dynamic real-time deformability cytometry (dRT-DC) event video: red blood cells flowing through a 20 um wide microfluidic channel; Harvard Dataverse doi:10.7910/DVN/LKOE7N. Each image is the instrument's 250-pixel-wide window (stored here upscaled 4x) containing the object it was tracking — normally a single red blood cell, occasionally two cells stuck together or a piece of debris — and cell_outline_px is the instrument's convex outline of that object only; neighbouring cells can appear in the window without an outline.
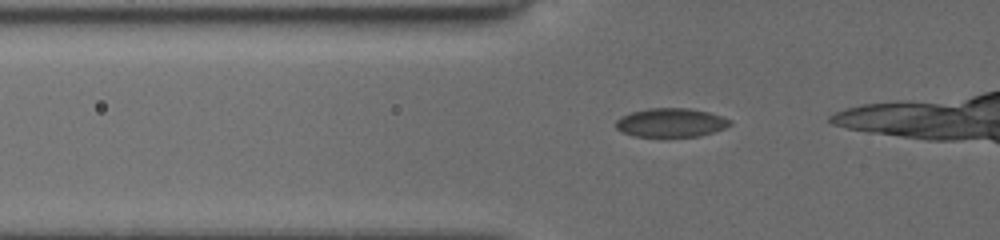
{"species": "common noctule bat (a hibernating species)", "species_latin": "Nyctalus noctula", "temperature_condition": "cold", "stored_images_in_passage": 10, "camera_frame_rate_fps": 3000, "um_per_image_px": 0.085, "animal": {"sex": "female", "body_mass_g": 19.5, "forearm_length_mm": 54.1}, "frame": {"image": 1, "passage_image": 4, "time_ms": 1.0, "image_size_px": [1000, 240], "cell_outline_px": [[732, 124], [724, 128], [700, 136], [668, 140], [664, 140], [632, 136], [620, 132], [616, 128], [616, 120], [620, 116], [632, 112], [648, 108], [688, 108], [708, 112], [732, 120]], "centroid_in_image_um": [56.97, 10.48], "position_along_channel_um": 68.8, "area_um2": 20.17}}
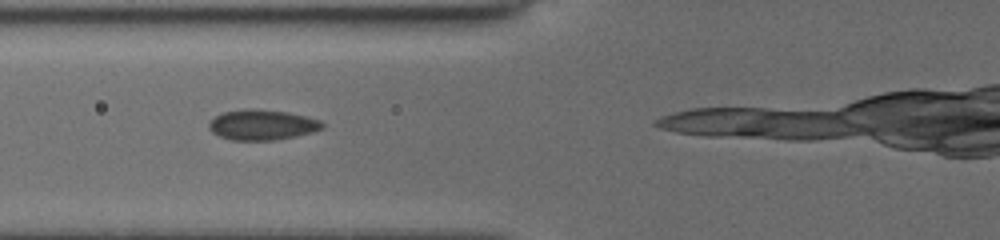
{"frame": {"image": 2, "passage_image": 7, "time_ms": 2.0, "image_size_px": [1000, 240], "cell_outline_px": [[324, 128], [312, 132], [296, 136], [276, 140], [232, 140], [220, 136], [212, 132], [208, 128], [208, 124], [216, 116], [224, 112], [244, 108], [256, 108], [288, 112], [320, 120], [324, 124]], "centroid_in_image_um": [22.28, 10.6], "position_along_channel_um": 103.5, "area_um2": 20.11}}